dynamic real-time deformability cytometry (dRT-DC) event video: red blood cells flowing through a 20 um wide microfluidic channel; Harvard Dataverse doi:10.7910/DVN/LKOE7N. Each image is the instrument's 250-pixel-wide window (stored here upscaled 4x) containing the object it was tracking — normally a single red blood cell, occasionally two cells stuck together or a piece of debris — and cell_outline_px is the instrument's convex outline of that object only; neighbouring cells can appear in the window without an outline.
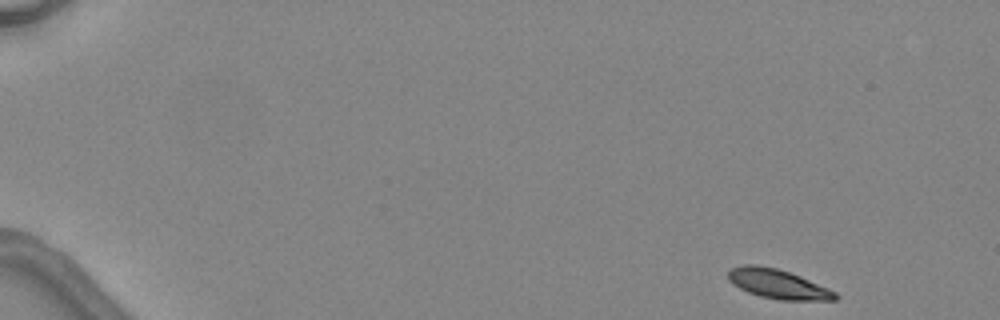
{"species": "common noctule bat (a hibernating species)", "species_latin": "Nyctalus noctula", "temperature_condition": "warm", "stored_images_in_passage": 6, "camera_frame_rate_fps": 3000, "um_per_image_px": 0.085, "animal": {"sex": "female", "body_mass_g": 24.6, "forearm_length_mm": 56.2}, "frame": {"image": 1, "passage_image": 1, "time_ms": 0.0, "image_size_px": [1000, 320], "cell_outline_px": [[840, 296], [836, 300], [780, 300], [760, 296], [748, 292], [732, 284], [728, 280], [728, 272], [732, 268], [744, 264], [756, 264], [776, 268], [800, 276], [828, 288], [836, 292]], "centroid_in_image_um": [66.12, 24.14], "position_along_channel_um": 18.9, "area_um2": 18.32}}
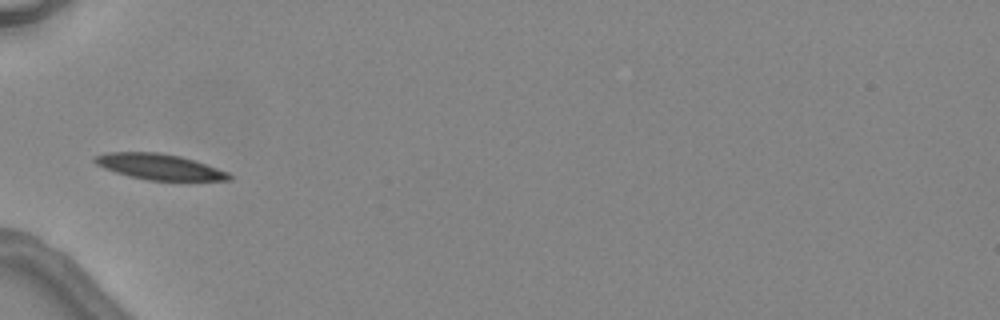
{"frame": {"image": 2, "passage_image": 5, "time_ms": 4.667, "image_size_px": [1000, 320], "cell_outline_px": [[232, 180], [148, 180], [128, 176], [104, 168], [96, 164], [92, 160], [92, 156], [104, 152], [160, 152], [180, 156], [228, 172], [232, 176]], "centroid_in_image_um": [13.47, 14.16], "position_along_channel_um": 71.5, "area_um2": 20.06}}